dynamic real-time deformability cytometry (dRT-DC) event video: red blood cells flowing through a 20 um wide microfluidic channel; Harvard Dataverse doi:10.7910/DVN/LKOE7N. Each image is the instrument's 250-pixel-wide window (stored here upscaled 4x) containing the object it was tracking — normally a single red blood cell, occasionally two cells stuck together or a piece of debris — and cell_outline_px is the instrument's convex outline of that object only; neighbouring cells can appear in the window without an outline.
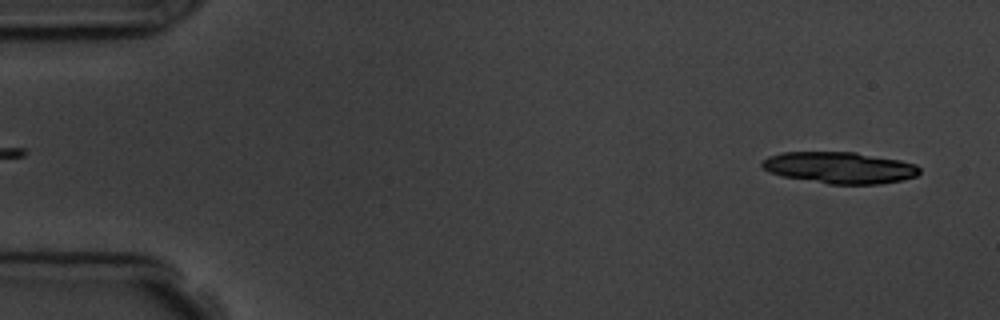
{"species": "common noctule bat (a hibernating species)", "species_latin": "Nyctalus noctula", "temperature_condition": "room temperature", "stored_images_in_passage": 5, "camera_frame_rate_fps": 3000, "um_per_image_px": 0.085, "animal": {"sex": "male", "body_mass_g": 19.5, "forearm_length_mm": 54.6}, "frame": {"image": 1, "passage_image": 5, "time_ms": 5.333, "image_size_px": [1000, 320], "cell_outline_px": [[920, 172], [916, 176], [900, 180], [880, 184], [828, 184], [784, 176], [772, 172], [764, 168], [760, 164], [768, 156], [784, 152], [856, 152], [900, 160], [916, 164], [920, 168]], "centroid_in_image_um": [71.41, 14.25], "position_along_channel_um": 13.6, "area_um2": 28.73}}